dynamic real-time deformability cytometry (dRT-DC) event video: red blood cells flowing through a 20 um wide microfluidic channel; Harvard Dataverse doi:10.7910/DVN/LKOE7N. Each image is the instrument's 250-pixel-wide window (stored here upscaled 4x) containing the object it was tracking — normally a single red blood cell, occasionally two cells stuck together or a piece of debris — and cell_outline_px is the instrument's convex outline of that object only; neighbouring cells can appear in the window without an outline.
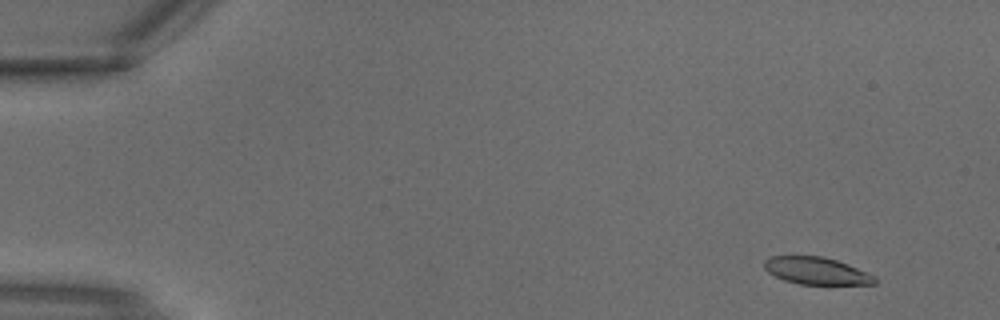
{"species": "common noctule bat (a hibernating species)", "species_latin": "Nyctalus noctula", "temperature_condition": "warm", "stored_images_in_passage": 4, "camera_frame_rate_fps": 3000, "um_per_image_px": 0.085, "animal": {"sex": "male", "body_mass_g": 18.8}, "frame": {"image": 1, "passage_image": 1, "time_ms": 0.0, "image_size_px": [1000, 320], "cell_outline_px": [[876, 284], [800, 284], [784, 280], [768, 272], [764, 268], [764, 260], [772, 256], [824, 256], [848, 264], [876, 276]], "centroid_in_image_um": [69.4, 23.01], "position_along_channel_um": 15.6, "area_um2": 17.46}}
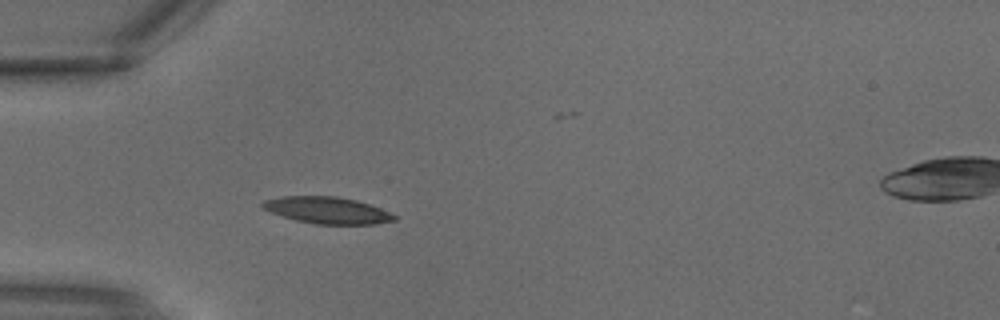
{"frame": {"image": 2, "passage_image": 3, "time_ms": 0.667, "image_size_px": [1000, 320], "cell_outline_px": [[396, 220], [376, 224], [316, 224], [296, 220], [272, 212], [264, 208], [260, 204], [264, 200], [280, 196], [336, 196], [356, 200], [380, 208], [396, 216]], "centroid_in_image_um": [27.82, 17.87], "position_along_channel_um": 57.2, "area_um2": 20.29}}